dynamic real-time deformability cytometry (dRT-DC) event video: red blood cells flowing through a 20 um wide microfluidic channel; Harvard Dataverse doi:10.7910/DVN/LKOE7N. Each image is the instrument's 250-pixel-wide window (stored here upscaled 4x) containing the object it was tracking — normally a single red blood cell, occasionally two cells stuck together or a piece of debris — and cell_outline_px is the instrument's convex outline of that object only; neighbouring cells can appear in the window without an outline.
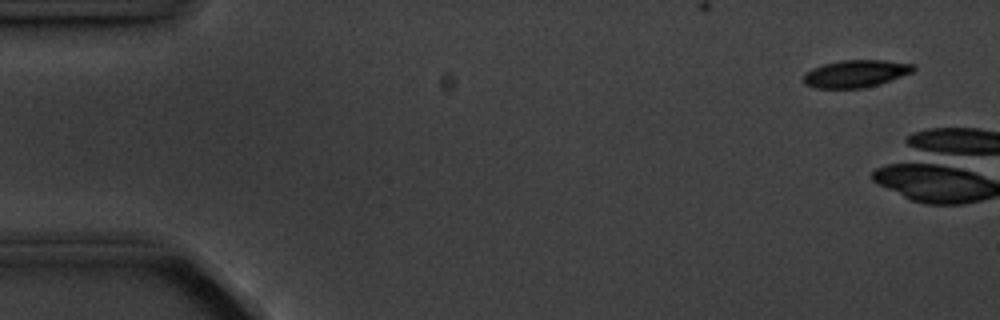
{"species": "common noctule bat (a hibernating species)", "species_latin": "Nyctalus noctula", "temperature_condition": "cold", "stored_images_in_passage": 6, "camera_frame_rate_fps": 3000, "um_per_image_px": 0.085, "animal": {"sex": "male", "body_mass_g": 20.1, "forearm_length_mm": 53.5}, "frame": {"image": 1, "passage_image": 1, "time_ms": 0.0, "image_size_px": [1000, 320], "cell_outline_px": [[916, 68], [912, 72], [880, 84], [864, 88], [816, 88], [804, 84], [804, 72], [812, 68], [824, 64], [840, 60], [884, 60], [916, 64]], "centroid_in_image_um": [72.74, 6.25], "position_along_channel_um": 12.3, "area_um2": 17.63}}